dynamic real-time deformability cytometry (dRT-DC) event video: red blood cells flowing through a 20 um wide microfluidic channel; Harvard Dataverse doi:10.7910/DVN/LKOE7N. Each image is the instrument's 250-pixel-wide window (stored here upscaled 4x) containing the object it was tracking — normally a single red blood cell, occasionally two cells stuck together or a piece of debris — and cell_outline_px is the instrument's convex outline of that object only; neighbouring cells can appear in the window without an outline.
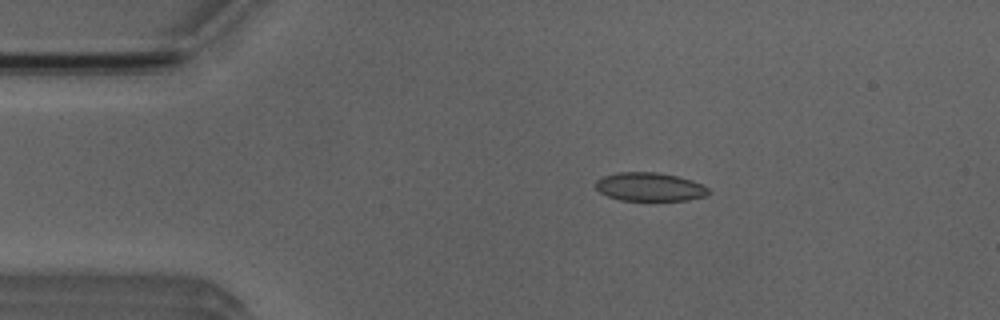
{"species": "Egyptian fruit bat (a non-hibernating species)", "species_latin": "Rousettus aegyptiacus", "temperature_condition": "room temperature", "stored_images_in_passage": 4, "camera_frame_rate_fps": 3000, "um_per_image_px": 0.085, "animal": {"sex": "male"}, "frame": {"image": 1, "passage_image": 3, "time_ms": 2.0, "image_size_px": [1000, 320], "cell_outline_px": [[708, 192], [704, 196], [688, 200], [620, 200], [608, 196], [600, 192], [596, 188], [596, 180], [604, 176], [616, 172], [656, 172], [676, 176], [692, 180], [704, 184], [708, 188]], "centroid_in_image_um": [55.22, 15.88], "position_along_channel_um": 29.8, "area_um2": 18.67}}